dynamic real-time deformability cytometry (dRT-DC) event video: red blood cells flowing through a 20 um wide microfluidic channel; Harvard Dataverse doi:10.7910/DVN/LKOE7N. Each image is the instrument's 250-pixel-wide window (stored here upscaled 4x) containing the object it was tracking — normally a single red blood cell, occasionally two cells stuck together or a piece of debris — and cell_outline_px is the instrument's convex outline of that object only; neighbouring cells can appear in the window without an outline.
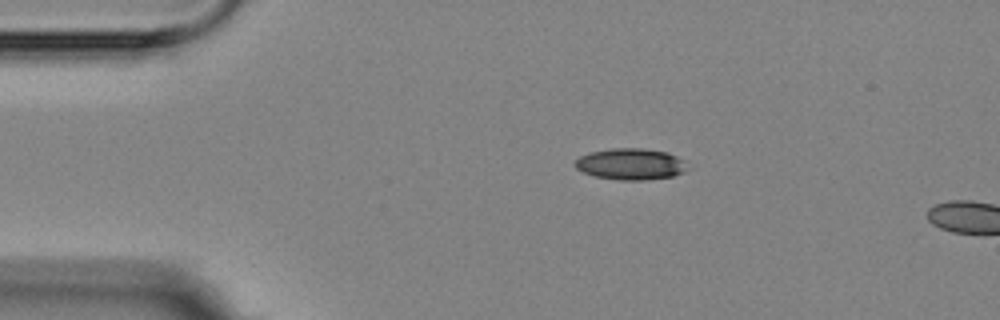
{"species": "Egyptian fruit bat (a non-hibernating species)", "species_latin": "Rousettus aegyptiacus", "temperature_condition": "room temperature", "stored_images_in_passage": 2, "camera_frame_rate_fps": 3000, "um_per_image_px": 0.085, "animal": {"sex": "female"}, "frame": {"image": 1, "passage_image": 1, "time_ms": 0.0, "image_size_px": [1000, 320], "cell_outline_px": [[692, 168], [684, 172], [672, 176], [644, 180], [620, 180], [596, 176], [584, 172], [576, 168], [576, 160], [580, 156], [588, 152], [612, 148], [644, 148], [668, 152], [684, 160]], "centroid_in_image_um": [53.67, 13.93], "position_along_channel_um": 31.3, "area_um2": 20.69}}